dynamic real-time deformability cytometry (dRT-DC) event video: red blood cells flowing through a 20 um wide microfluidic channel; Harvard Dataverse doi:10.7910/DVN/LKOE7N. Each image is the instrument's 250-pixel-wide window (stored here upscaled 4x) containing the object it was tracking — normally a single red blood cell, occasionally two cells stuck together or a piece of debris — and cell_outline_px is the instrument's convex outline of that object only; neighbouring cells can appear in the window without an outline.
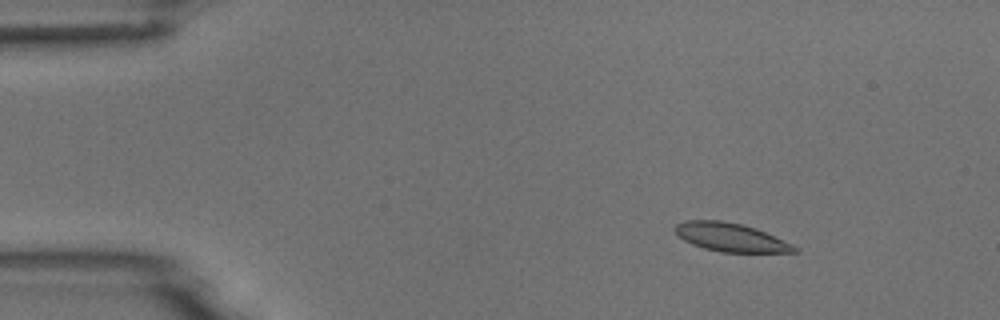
{"species": "common noctule bat (a hibernating species)", "species_latin": "Nyctalus noctula", "temperature_condition": "room temperature", "stored_images_in_passage": 8, "camera_frame_rate_fps": 3000, "um_per_image_px": 0.085, "animal": {"sex": "male", "body_mass_g": 18.8}, "frame": {"image": 1, "passage_image": 2, "time_ms": 1.333, "image_size_px": [1000, 320], "cell_outline_px": [[800, 252], [720, 252], [704, 248], [692, 244], [684, 240], [672, 228], [676, 224], [684, 220], [720, 220], [740, 224], [756, 228], [792, 244], [800, 248]], "centroid_in_image_um": [62.1, 20.17], "position_along_channel_um": 22.9, "area_um2": 19.77}}
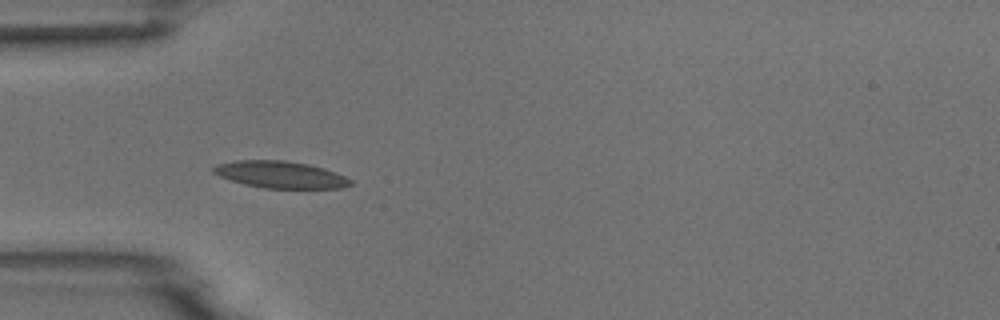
{"frame": {"image": 2, "passage_image": 4, "time_ms": 4.333, "image_size_px": [1000, 320], "cell_outline_px": [[352, 184], [344, 188], [264, 188], [244, 184], [220, 176], [212, 172], [212, 168], [216, 164], [236, 160], [284, 160], [308, 164], [324, 168], [336, 172], [352, 180]], "centroid_in_image_um": [23.84, 14.84], "position_along_channel_um": 61.2, "area_um2": 21.5}}